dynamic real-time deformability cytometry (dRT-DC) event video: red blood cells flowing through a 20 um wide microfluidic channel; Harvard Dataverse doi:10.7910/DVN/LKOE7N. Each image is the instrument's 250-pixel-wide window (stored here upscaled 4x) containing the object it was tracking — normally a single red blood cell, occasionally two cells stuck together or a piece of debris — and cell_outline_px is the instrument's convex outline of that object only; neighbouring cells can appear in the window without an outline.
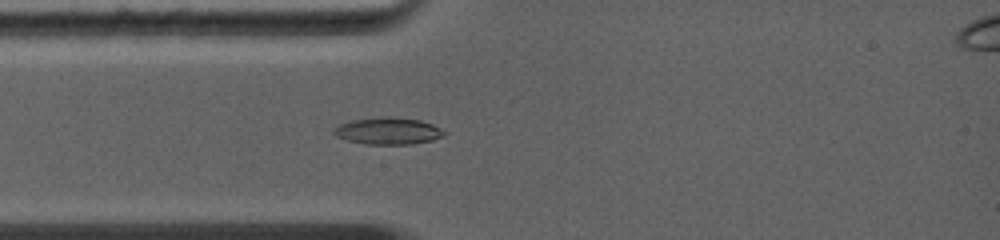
{"species": "common noctule bat (a hibernating species)", "species_latin": "Nyctalus noctula", "temperature_condition": "warm", "stored_images_in_passage": 3, "camera_frame_rate_fps": 5000, "um_per_image_px": 0.085, "animal": {"sex": "female", "body_mass_g": 19.0, "forearm_length_mm": 56.7}, "frame": {"image": 1, "passage_image": 3, "time_ms": 1.6, "image_size_px": [1000, 240], "cell_outline_px": [[448, 132], [444, 136], [432, 140], [412, 144], [364, 144], [348, 140], [336, 136], [332, 132], [332, 128], [340, 124], [352, 120], [380, 116], [388, 116], [420, 120], [432, 124]], "centroid_in_image_um": [32.98, 11.12], "position_along_channel_um": 52.0, "area_um2": 17.46}}